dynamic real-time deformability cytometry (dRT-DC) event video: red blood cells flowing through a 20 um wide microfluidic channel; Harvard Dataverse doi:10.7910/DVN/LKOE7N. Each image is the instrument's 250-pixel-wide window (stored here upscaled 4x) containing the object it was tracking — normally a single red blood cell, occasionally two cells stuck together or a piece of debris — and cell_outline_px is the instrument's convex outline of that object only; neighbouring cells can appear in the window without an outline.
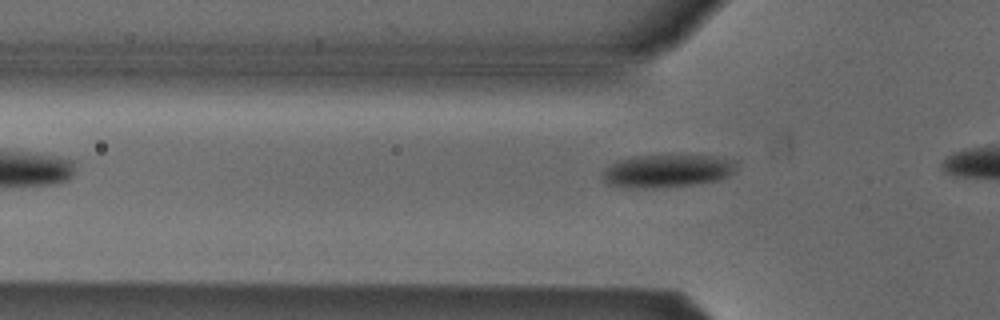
{"species": "Egyptian fruit bat (a non-hibernating species)", "species_latin": "Rousettus aegyptiacus", "temperature_condition": "cold", "stored_images_in_passage": 4, "camera_frame_rate_fps": 3000, "um_per_image_px": 0.085, "animal": {"sex": "male"}, "frame": {"image": 1, "passage_image": 4, "time_ms": 3.667, "image_size_px": [1000, 320], "cell_outline_px": [[736, 172], [720, 180], [692, 184], [656, 188], [632, 188], [608, 184], [604, 180], [604, 168], [616, 160], [636, 156], [712, 156], [736, 160]], "centroid_in_image_um": [56.73, 14.53], "position_along_channel_um": 69.1, "area_um2": 25.55}}